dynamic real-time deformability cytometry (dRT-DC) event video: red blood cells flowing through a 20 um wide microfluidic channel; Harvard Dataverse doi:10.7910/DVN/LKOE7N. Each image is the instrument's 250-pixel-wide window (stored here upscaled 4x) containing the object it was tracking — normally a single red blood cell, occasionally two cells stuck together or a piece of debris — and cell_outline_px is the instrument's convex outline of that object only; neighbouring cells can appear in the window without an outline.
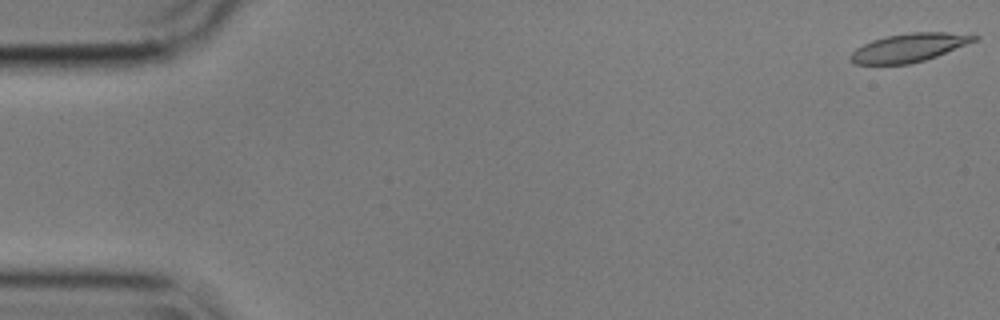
{"species": "common noctule bat (a hibernating species)", "species_latin": "Nyctalus noctula", "temperature_condition": "cold", "stored_images_in_passage": 11, "camera_frame_rate_fps": 3000, "um_per_image_px": 0.085, "animal": {"sex": "male", "body_mass_g": 17.9}, "frame": {"image": 1, "passage_image": 1, "time_ms": 0.0, "image_size_px": [1000, 320], "cell_outline_px": [[980, 36], [976, 40], [936, 56], [924, 60], [908, 64], [856, 64], [848, 60], [848, 56], [856, 48], [872, 40], [888, 36], [912, 32], [948, 32]], "centroid_in_image_um": [77.22, 4.05], "position_along_channel_um": 7.8, "area_um2": 20.23}}